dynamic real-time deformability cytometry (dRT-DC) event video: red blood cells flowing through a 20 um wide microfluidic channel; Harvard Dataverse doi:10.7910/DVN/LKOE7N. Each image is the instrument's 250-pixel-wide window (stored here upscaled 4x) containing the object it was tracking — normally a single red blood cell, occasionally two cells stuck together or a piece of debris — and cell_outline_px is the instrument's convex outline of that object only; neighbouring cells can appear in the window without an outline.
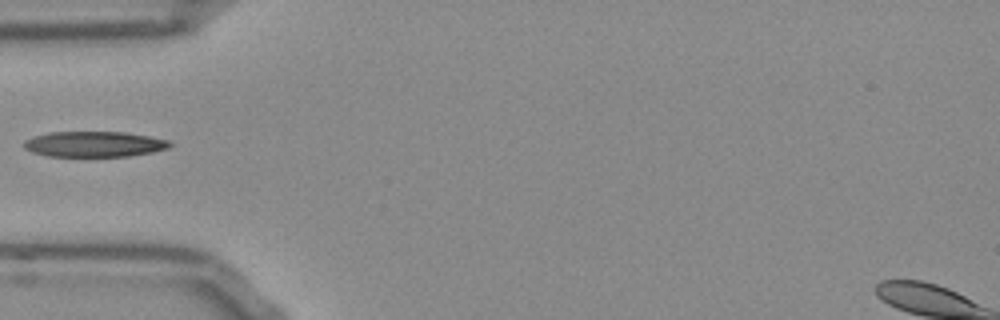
{"species": "Egyptian fruit bat (a non-hibernating species)", "species_latin": "Rousettus aegyptiacus", "temperature_condition": "room temperature", "stored_images_in_passage": 16, "camera_frame_rate_fps": 3000, "um_per_image_px": 0.085, "frame": {"image": 1, "passage_image": 1, "time_ms": 0.0, "image_size_px": [1000, 320], "cell_outline_px": [[172, 144], [168, 148], [152, 152], [128, 156], [48, 156], [32, 152], [24, 148], [20, 144], [24, 140], [32, 136], [48, 132], [124, 132], [148, 136], [168, 140]], "centroid_in_image_um": [7.94, 12.25], "position_along_channel_um": 77.1, "area_um2": 21.79}}
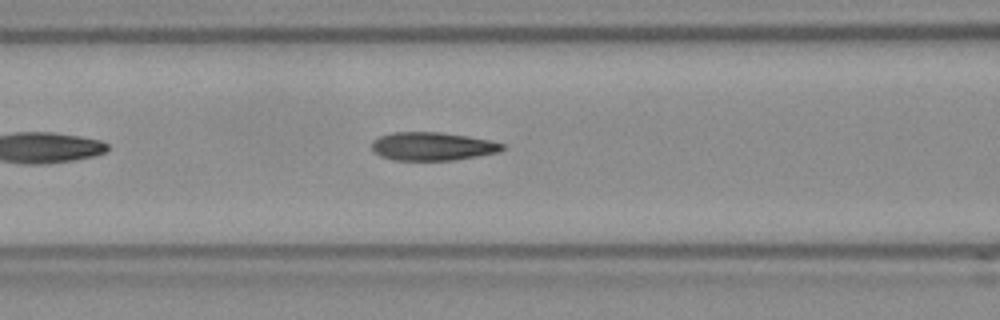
{"frame": {"image": 2, "passage_image": 5, "time_ms": 1.333, "image_size_px": [1000, 320], "cell_outline_px": [[508, 148], [500, 152], [452, 160], [392, 160], [380, 156], [372, 148], [372, 140], [380, 136], [392, 132], [440, 132], [468, 136], [488, 140], [504, 144]], "centroid_in_image_um": [36.77, 12.43], "position_along_channel_um": 129.8, "area_um2": 21.56}}